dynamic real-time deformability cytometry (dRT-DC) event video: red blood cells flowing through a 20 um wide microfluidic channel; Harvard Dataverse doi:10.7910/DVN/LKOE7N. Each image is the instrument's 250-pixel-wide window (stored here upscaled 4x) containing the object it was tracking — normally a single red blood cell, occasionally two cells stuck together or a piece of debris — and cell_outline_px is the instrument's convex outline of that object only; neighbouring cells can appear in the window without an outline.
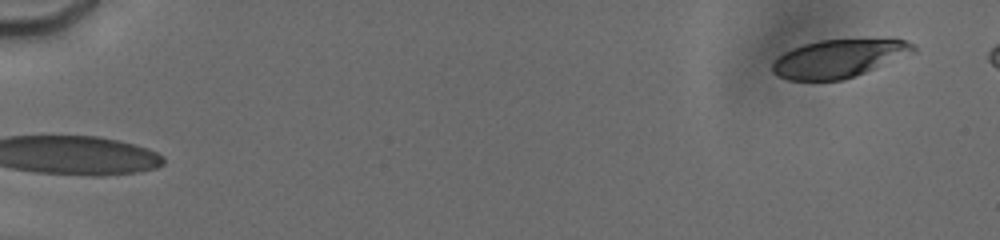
{"species": "human", "species_latin": "Homo sapiens", "temperature_condition": "cold", "stored_images_in_passage": 3, "camera_frame_rate_fps": 3000, "um_per_image_px": 0.085, "donor": {"sex": "male"}, "frame": {"image": 1, "passage_image": 3, "time_ms": 2.0, "image_size_px": [1000, 240], "cell_outline_px": [[916, 52], [844, 80], [788, 80], [772, 72], [772, 64], [784, 52], [792, 48], [804, 44], [820, 40], [904, 40], [916, 44]], "centroid_in_image_um": [71.29, 4.98], "position_along_channel_um": 13.7, "area_um2": 30.81}}